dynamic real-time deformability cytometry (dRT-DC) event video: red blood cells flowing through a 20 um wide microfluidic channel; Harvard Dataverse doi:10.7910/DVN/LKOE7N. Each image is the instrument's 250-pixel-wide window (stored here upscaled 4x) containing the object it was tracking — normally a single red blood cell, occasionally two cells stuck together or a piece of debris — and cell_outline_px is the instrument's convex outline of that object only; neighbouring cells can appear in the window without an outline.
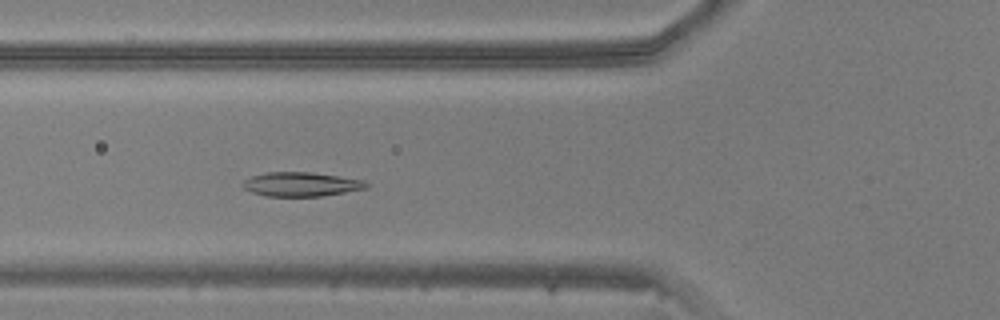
{"species": "common noctule bat (a hibernating species)", "species_latin": "Nyctalus noctula", "temperature_condition": "warm", "stored_images_in_passage": 50, "camera_frame_rate_fps": 3000, "um_per_image_px": 0.085, "animal": {"sex": "male", "body_mass_g": 20.5, "forearm_length_mm": 52.5}, "frame": {"image": 1, "passage_image": 18, "time_ms": 5.667, "image_size_px": [1000, 320], "cell_outline_px": [[368, 188], [320, 196], [264, 196], [252, 192], [244, 188], [240, 184], [244, 180], [252, 176], [268, 172], [312, 172], [364, 180], [368, 184]], "centroid_in_image_um": [25.57, 15.66], "position_along_channel_um": 100.2, "area_um2": 17.34}}
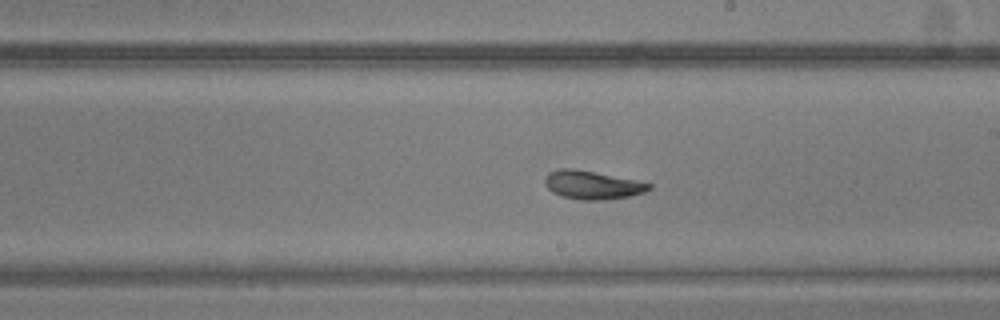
{"frame": {"image": 2, "passage_image": 28, "time_ms": 9.0, "image_size_px": [1000, 320], "cell_outline_px": [[652, 188], [644, 192], [628, 196], [604, 200], [584, 200], [560, 196], [552, 192], [544, 184], [544, 176], [548, 172], [560, 168], [572, 168], [636, 180], [652, 184]], "centroid_in_image_um": [50.3, 15.72], "position_along_channel_um": 238.7, "area_um2": 17.22}}
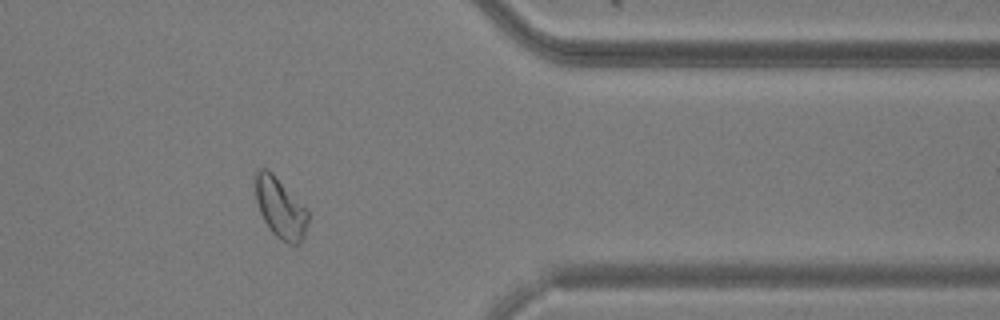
{"frame": {"image": 3, "passage_image": 40, "time_ms": 13.0, "image_size_px": [1000, 320], "cell_outline_px": [[308, 220], [304, 236], [300, 244], [288, 244], [280, 240], [272, 232], [264, 220], [260, 212], [256, 200], [256, 168], [268, 168], [308, 208]], "centroid_in_image_um": [23.85, 17.67], "position_along_channel_um": 387.5, "area_um2": 18.67}}